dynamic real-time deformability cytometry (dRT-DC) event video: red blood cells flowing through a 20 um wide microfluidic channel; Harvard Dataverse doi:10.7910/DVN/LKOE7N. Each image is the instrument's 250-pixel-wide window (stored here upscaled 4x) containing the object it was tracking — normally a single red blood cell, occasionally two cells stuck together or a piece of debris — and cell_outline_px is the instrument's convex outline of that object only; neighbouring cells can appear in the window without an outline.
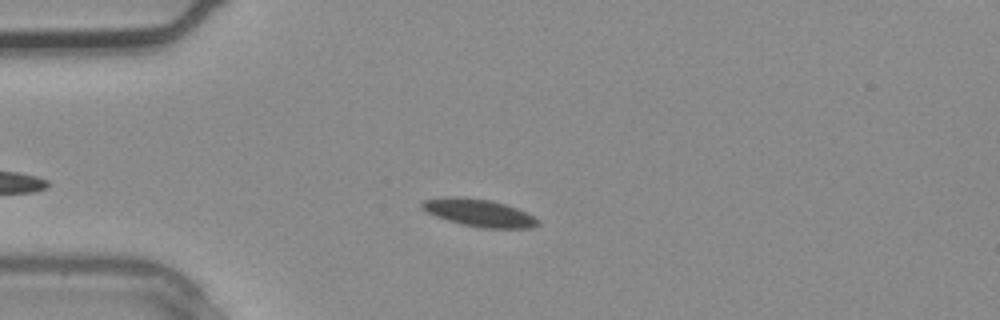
{"species": "common noctule bat (a hibernating species)", "species_latin": "Nyctalus noctula", "temperature_condition": "warm", "stored_images_in_passage": 3, "camera_frame_rate_fps": 3000, "um_per_image_px": 0.085, "animal": {"sex": "male", "body_mass_g": 20.4}, "frame": {"image": 1, "passage_image": 3, "time_ms": 0.667, "image_size_px": [1000, 320], "cell_outline_px": [[540, 224], [532, 228], [480, 228], [460, 224], [436, 216], [420, 208], [420, 204], [424, 200], [444, 196], [464, 196], [492, 200], [516, 208], [540, 220]], "centroid_in_image_um": [40.69, 18.08], "position_along_channel_um": 44.3, "area_um2": 18.73}}